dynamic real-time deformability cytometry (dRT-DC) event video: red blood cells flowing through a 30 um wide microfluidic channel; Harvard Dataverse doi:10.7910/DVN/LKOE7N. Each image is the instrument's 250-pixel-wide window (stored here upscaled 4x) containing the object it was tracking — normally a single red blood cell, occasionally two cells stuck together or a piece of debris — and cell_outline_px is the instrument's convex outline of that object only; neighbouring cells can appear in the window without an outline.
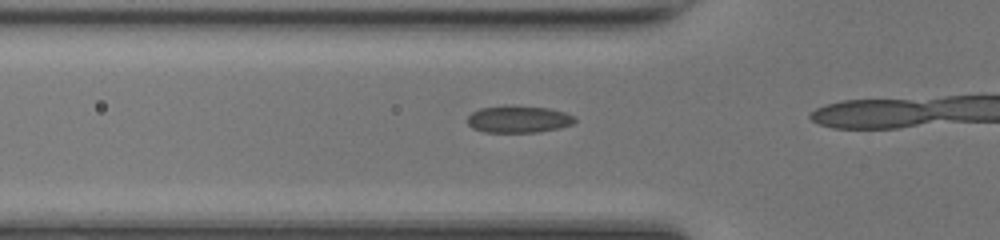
{"species": "common noctule bat (a hibernating species)", "species_latin": "Nyctalus noctula", "temperature_condition": "room temperature", "stored_images_in_passage": 13, "camera_frame_rate_fps": 3000, "um_per_image_px": 0.085, "animal": {"sex": "female", "body_mass_g": 17.0, "forearm_length_mm": 48.0}, "frame": {"image": 1, "passage_image": 11, "time_ms": 3.333, "image_size_px": [1000, 240], "cell_outline_px": [[576, 120], [572, 124], [560, 128], [540, 132], [484, 132], [472, 128], [468, 124], [468, 116], [472, 112], [480, 108], [504, 104], [516, 104], [552, 108], [576, 116]], "centroid_in_image_um": [44.09, 10.1], "position_along_channel_um": 81.7, "area_um2": 17.51}}